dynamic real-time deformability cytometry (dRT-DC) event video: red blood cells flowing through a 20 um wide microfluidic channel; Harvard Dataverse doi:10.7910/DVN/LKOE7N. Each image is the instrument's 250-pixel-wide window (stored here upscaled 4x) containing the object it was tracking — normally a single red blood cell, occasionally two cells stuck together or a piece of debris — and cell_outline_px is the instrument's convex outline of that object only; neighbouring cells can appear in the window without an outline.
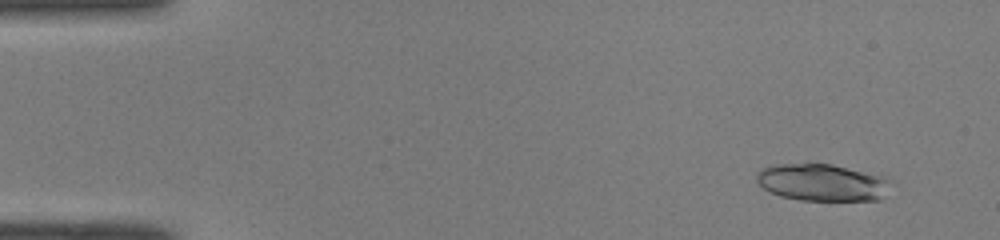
{"species": "common noctule bat (a hibernating species)", "species_latin": "Nyctalus noctula", "temperature_condition": "room temperature", "stored_images_in_passage": 49, "camera_frame_rate_fps": 3000, "um_per_image_px": 0.085, "animal": {"sex": "male", "body_mass_g": 19.0, "forearm_length_mm": 50.8}, "frame": {"image": 1, "passage_image": 4, "time_ms": 1.0, "image_size_px": [1000, 240], "cell_outline_px": [[896, 184], [876, 200], [800, 200], [780, 196], [764, 188], [756, 180], [756, 176], [764, 168], [776, 164], [832, 164], [880, 172], [896, 180]], "centroid_in_image_um": [70.07, 15.49], "position_along_channel_um": 14.9, "area_um2": 29.71}}
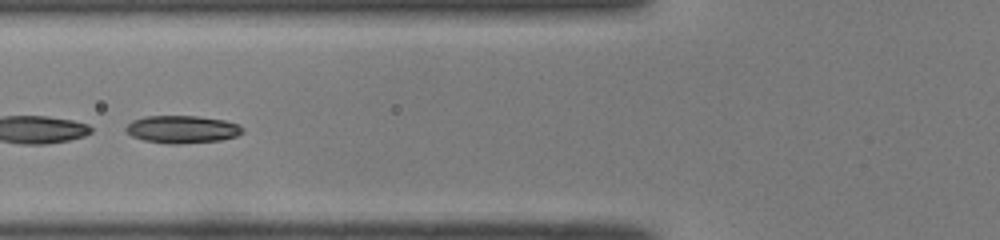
{"frame": {"image": 2, "passage_image": 20, "time_ms": 6.333, "image_size_px": [1000, 240], "cell_outline_px": [[244, 132], [236, 136], [220, 140], [176, 144], [168, 144], [144, 140], [132, 136], [124, 128], [132, 120], [144, 116], [196, 116], [224, 120], [240, 124], [244, 128]], "centroid_in_image_um": [15.5, 10.99], "position_along_channel_um": 110.3, "area_um2": 18.79}}
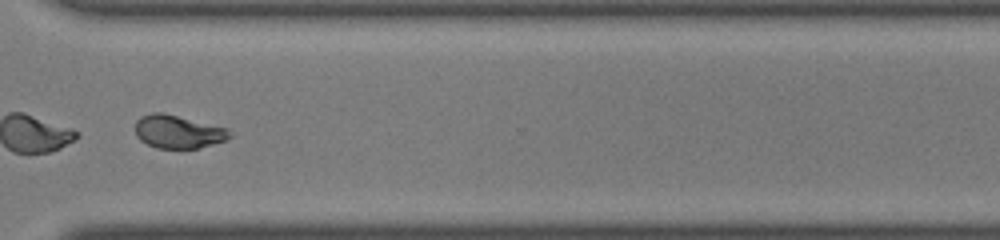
{"frame": {"image": 3, "passage_image": 38, "time_ms": 12.333, "image_size_px": [1000, 240], "cell_outline_px": [[236, 136], [228, 140], [200, 148], [156, 148], [140, 140], [136, 136], [136, 120], [140, 116], [152, 112], [160, 112], [228, 128], [236, 132]], "centroid_in_image_um": [15.22, 11.21], "position_along_channel_um": 355.4, "area_um2": 18.55}, "authors_computed_cell_mechanics": {"area_um2": 29.0156, "velocity_mm_per_s": 4.0908, "shape_relaxation_time_tau1_ms": 4.1785, "shape_relaxation_time_tau2_ms": 3.4573, "deformation_change_tau1": 0.1747, "deformation_change_tau2": 0.0866}}